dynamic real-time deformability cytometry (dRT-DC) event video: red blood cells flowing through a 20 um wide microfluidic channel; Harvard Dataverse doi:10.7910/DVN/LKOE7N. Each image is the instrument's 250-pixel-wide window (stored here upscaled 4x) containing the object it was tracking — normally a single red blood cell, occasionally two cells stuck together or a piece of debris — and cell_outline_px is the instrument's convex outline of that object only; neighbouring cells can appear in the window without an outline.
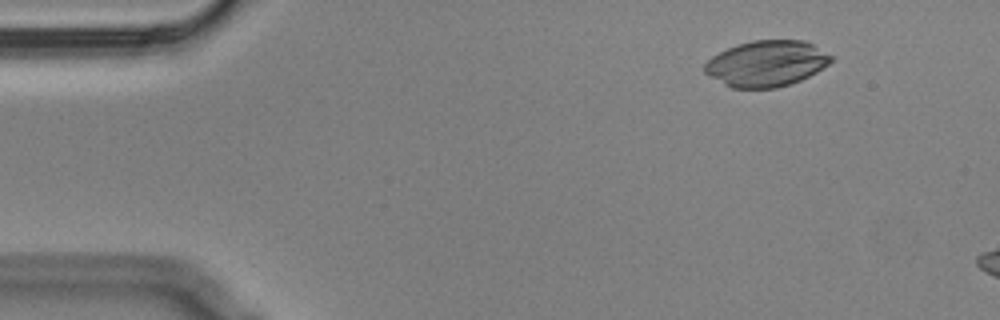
{"species": "Egyptian fruit bat (a non-hibernating species)", "species_latin": "Rousettus aegyptiacus", "temperature_condition": "cold", "stored_images_in_passage": 14, "camera_frame_rate_fps": 3000, "um_per_image_px": 0.085, "animal": {"sex": "male"}, "frame": {"image": 1, "passage_image": 7, "time_ms": 2.0, "image_size_px": [1000, 320], "cell_outline_px": [[836, 56], [828, 64], [816, 72], [800, 80], [776, 88], [732, 88], [708, 76], [704, 72], [704, 64], [712, 56], [728, 48], [752, 40], [804, 40], [816, 44]], "centroid_in_image_um": [65.19, 5.39], "position_along_channel_um": 19.8, "area_um2": 34.04}}